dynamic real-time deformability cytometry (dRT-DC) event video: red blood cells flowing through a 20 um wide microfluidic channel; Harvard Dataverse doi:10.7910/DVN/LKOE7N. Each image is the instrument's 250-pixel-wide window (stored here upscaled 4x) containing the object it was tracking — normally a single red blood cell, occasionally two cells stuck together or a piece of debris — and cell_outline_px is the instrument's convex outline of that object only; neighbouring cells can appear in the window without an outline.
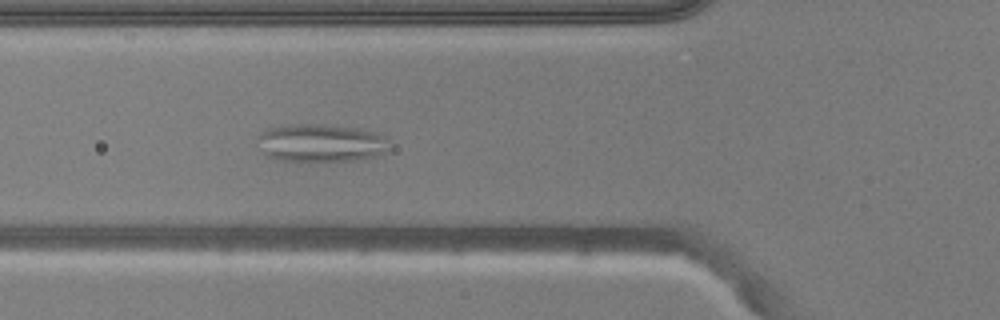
{"species": "common noctule bat (a hibernating species)", "species_latin": "Nyctalus noctula", "temperature_condition": "warm", "stored_images_in_passage": 50, "camera_frame_rate_fps": 3000, "um_per_image_px": 0.085, "animal": {"sex": "male", "body_mass_g": 20.5, "forearm_length_mm": 52.5}, "frame": {"image": 1, "passage_image": 17, "time_ms": 5.333, "image_size_px": [1000, 320], "cell_outline_px": [[392, 148], [388, 152], [376, 156], [352, 160], [280, 160], [268, 156], [264, 152], [256, 136], [260, 132], [268, 128], [300, 124], [316, 124], [360, 128], [376, 132], [388, 136]], "centroid_in_image_um": [27.38, 12.13], "position_along_channel_um": 98.4, "area_um2": 29.13}}
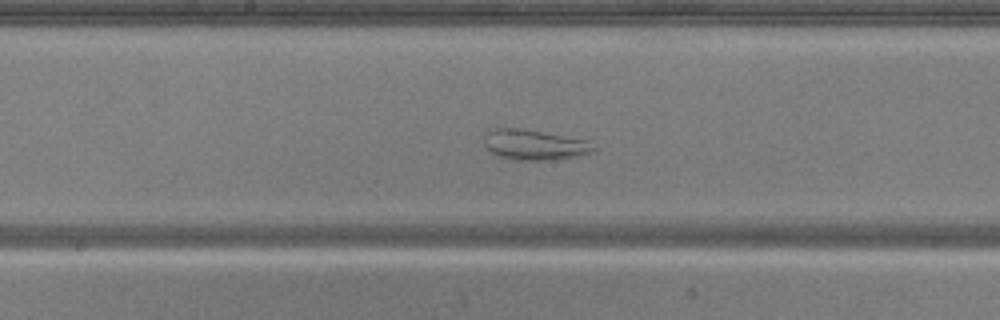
{"frame": {"image": 2, "passage_image": 25, "time_ms": 8.0, "image_size_px": [1000, 320], "cell_outline_px": [[596, 152], [576, 156], [552, 160], [516, 160], [500, 156], [492, 152], [484, 144], [484, 136], [488, 132], [496, 128], [520, 128], [588, 140], [596, 148]], "centroid_in_image_um": [45.46, 12.31], "position_along_channel_um": 202.7, "area_um2": 19.25}}
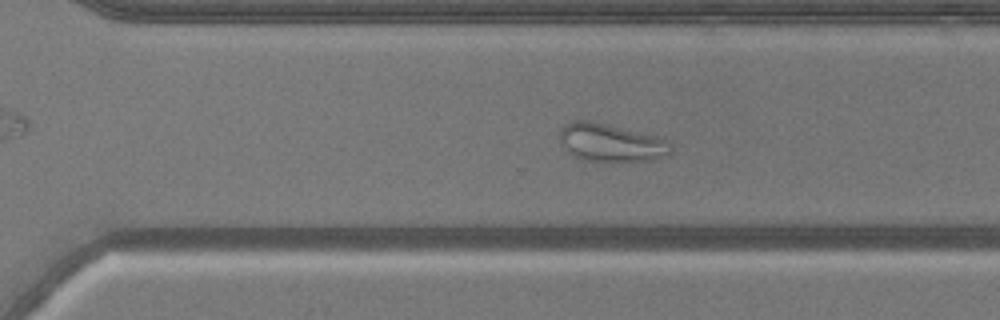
{"frame": {"image": 3, "passage_image": 34, "time_ms": 11.0, "image_size_px": [1000, 320], "cell_outline_px": [[672, 152], [656, 160], [584, 160], [568, 152], [560, 144], [560, 128], [564, 124], [572, 120], [588, 120], [660, 136], [668, 140], [672, 144]], "centroid_in_image_um": [51.95, 12.1], "position_along_channel_um": 318.7, "area_um2": 24.62}, "authors_computed_cell_mechanics": {"area_um2": 29.3335, "velocity_mm_per_s": 3.8946, "shape_relaxation_time_tau1_ms": null, "shape_relaxation_time_tau2_ms": 1.6222, "deformation_change_tau1": null, "deformation_change_tau2": 0.0761}}